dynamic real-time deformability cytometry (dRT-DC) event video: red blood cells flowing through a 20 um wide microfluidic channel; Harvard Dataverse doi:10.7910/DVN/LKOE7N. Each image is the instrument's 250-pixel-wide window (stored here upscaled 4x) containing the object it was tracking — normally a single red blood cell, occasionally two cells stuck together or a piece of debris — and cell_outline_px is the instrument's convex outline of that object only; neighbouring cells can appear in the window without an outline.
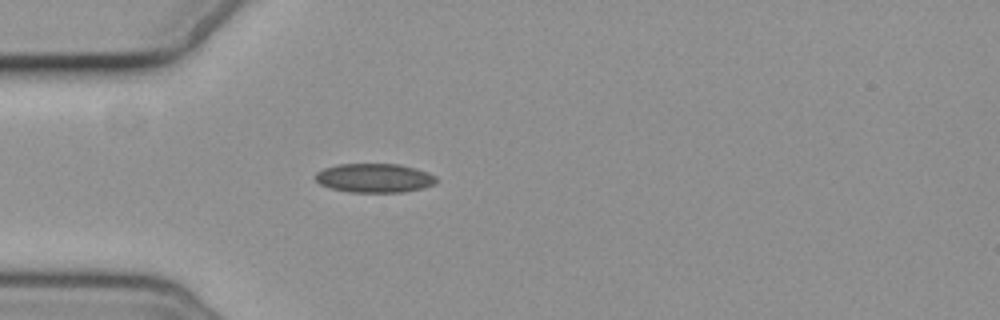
{"species": "common noctule bat (a hibernating species)", "species_latin": "Nyctalus noctula", "temperature_condition": "cold", "stored_images_in_passage": 2, "camera_frame_rate_fps": 3000, "um_per_image_px": 0.085, "animal": {"sex": "female", "body_mass_g": 19.3, "forearm_length_mm": 54.1}, "frame": {"image": 1, "passage_image": 2, "time_ms": 1.333, "image_size_px": [1000, 320], "cell_outline_px": [[436, 184], [424, 188], [404, 192], [352, 192], [332, 188], [320, 184], [316, 180], [316, 172], [324, 168], [336, 164], [400, 164], [416, 168], [428, 172], [436, 176]], "centroid_in_image_um": [31.86, 15.12], "position_along_channel_um": 53.1, "area_um2": 20.52}}